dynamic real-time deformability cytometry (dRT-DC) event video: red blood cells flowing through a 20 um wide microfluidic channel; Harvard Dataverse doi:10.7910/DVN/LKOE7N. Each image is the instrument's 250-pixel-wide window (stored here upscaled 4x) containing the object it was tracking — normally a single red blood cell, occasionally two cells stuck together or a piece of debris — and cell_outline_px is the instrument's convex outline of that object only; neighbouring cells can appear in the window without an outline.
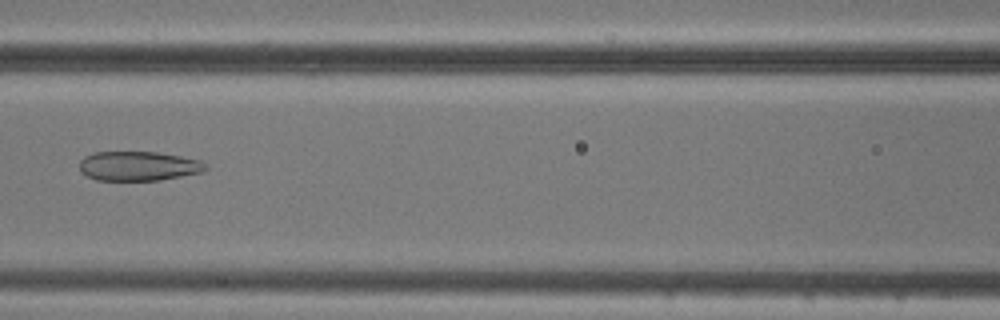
{"species": "common noctule bat (a hibernating species)", "species_latin": "Nyctalus noctula", "temperature_condition": "cold", "stored_images_in_passage": 6, "camera_frame_rate_fps": 3000, "um_per_image_px": 0.085, "animal": {"sex": "male", "body_mass_g": 20.5, "forearm_length_mm": 52.5}, "frame": {"image": 1, "passage_image": 6, "time_ms": 5.667, "image_size_px": [1000, 320], "cell_outline_px": [[208, 168], [200, 172], [160, 180], [96, 180], [80, 172], [80, 160], [84, 156], [96, 152], [156, 152], [180, 156], [200, 160], [208, 164]], "centroid_in_image_um": [11.76, 14.11], "position_along_channel_um": 154.8, "area_um2": 21.56}}